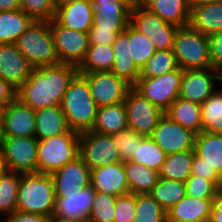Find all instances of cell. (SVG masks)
Returning a JSON list of instances; mask_svg holds the SVG:
<instances>
[{"mask_svg":"<svg viewBox=\"0 0 222 222\" xmlns=\"http://www.w3.org/2000/svg\"><path fill=\"white\" fill-rule=\"evenodd\" d=\"M166 157V152L161 149L151 136H146L139 142V146L130 161L159 172Z\"/></svg>","mask_w":222,"mask_h":222,"instance_id":"obj_37","label":"cell"},{"mask_svg":"<svg viewBox=\"0 0 222 222\" xmlns=\"http://www.w3.org/2000/svg\"><path fill=\"white\" fill-rule=\"evenodd\" d=\"M135 217V194L126 193L116 199L114 222H133Z\"/></svg>","mask_w":222,"mask_h":222,"instance_id":"obj_47","label":"cell"},{"mask_svg":"<svg viewBox=\"0 0 222 222\" xmlns=\"http://www.w3.org/2000/svg\"><path fill=\"white\" fill-rule=\"evenodd\" d=\"M35 138L38 141L66 133L70 130L61 105L35 110Z\"/></svg>","mask_w":222,"mask_h":222,"instance_id":"obj_25","label":"cell"},{"mask_svg":"<svg viewBox=\"0 0 222 222\" xmlns=\"http://www.w3.org/2000/svg\"><path fill=\"white\" fill-rule=\"evenodd\" d=\"M195 136L194 132L184 128L164 114L153 130L151 138L169 155L194 150Z\"/></svg>","mask_w":222,"mask_h":222,"instance_id":"obj_14","label":"cell"},{"mask_svg":"<svg viewBox=\"0 0 222 222\" xmlns=\"http://www.w3.org/2000/svg\"><path fill=\"white\" fill-rule=\"evenodd\" d=\"M118 148L121 162L130 161L133 158L135 150L139 146V142L144 136L137 134L131 128L118 131L111 135Z\"/></svg>","mask_w":222,"mask_h":222,"instance_id":"obj_45","label":"cell"},{"mask_svg":"<svg viewBox=\"0 0 222 222\" xmlns=\"http://www.w3.org/2000/svg\"><path fill=\"white\" fill-rule=\"evenodd\" d=\"M10 172L6 158L4 157L2 149L0 150V178Z\"/></svg>","mask_w":222,"mask_h":222,"instance_id":"obj_54","label":"cell"},{"mask_svg":"<svg viewBox=\"0 0 222 222\" xmlns=\"http://www.w3.org/2000/svg\"><path fill=\"white\" fill-rule=\"evenodd\" d=\"M149 194L167 211L186 196L185 182L159 178Z\"/></svg>","mask_w":222,"mask_h":222,"instance_id":"obj_35","label":"cell"},{"mask_svg":"<svg viewBox=\"0 0 222 222\" xmlns=\"http://www.w3.org/2000/svg\"><path fill=\"white\" fill-rule=\"evenodd\" d=\"M194 150L222 177V134L200 132L195 136Z\"/></svg>","mask_w":222,"mask_h":222,"instance_id":"obj_30","label":"cell"},{"mask_svg":"<svg viewBox=\"0 0 222 222\" xmlns=\"http://www.w3.org/2000/svg\"><path fill=\"white\" fill-rule=\"evenodd\" d=\"M80 133L70 129L66 133L38 141V173L52 174L79 157Z\"/></svg>","mask_w":222,"mask_h":222,"instance_id":"obj_5","label":"cell"},{"mask_svg":"<svg viewBox=\"0 0 222 222\" xmlns=\"http://www.w3.org/2000/svg\"><path fill=\"white\" fill-rule=\"evenodd\" d=\"M35 110L15 98L4 112L3 136L35 137Z\"/></svg>","mask_w":222,"mask_h":222,"instance_id":"obj_19","label":"cell"},{"mask_svg":"<svg viewBox=\"0 0 222 222\" xmlns=\"http://www.w3.org/2000/svg\"><path fill=\"white\" fill-rule=\"evenodd\" d=\"M95 190L91 185L76 191L74 196L56 197L53 219L63 222H86L90 213Z\"/></svg>","mask_w":222,"mask_h":222,"instance_id":"obj_18","label":"cell"},{"mask_svg":"<svg viewBox=\"0 0 222 222\" xmlns=\"http://www.w3.org/2000/svg\"><path fill=\"white\" fill-rule=\"evenodd\" d=\"M130 24L149 37L156 50H173L179 27L166 23L143 5L131 9Z\"/></svg>","mask_w":222,"mask_h":222,"instance_id":"obj_8","label":"cell"},{"mask_svg":"<svg viewBox=\"0 0 222 222\" xmlns=\"http://www.w3.org/2000/svg\"><path fill=\"white\" fill-rule=\"evenodd\" d=\"M77 73V66L66 63L34 68L17 90L16 98L33 110L61 105L64 93Z\"/></svg>","mask_w":222,"mask_h":222,"instance_id":"obj_1","label":"cell"},{"mask_svg":"<svg viewBox=\"0 0 222 222\" xmlns=\"http://www.w3.org/2000/svg\"><path fill=\"white\" fill-rule=\"evenodd\" d=\"M89 85L90 93L98 108L124 102L132 87L111 71L79 73Z\"/></svg>","mask_w":222,"mask_h":222,"instance_id":"obj_13","label":"cell"},{"mask_svg":"<svg viewBox=\"0 0 222 222\" xmlns=\"http://www.w3.org/2000/svg\"><path fill=\"white\" fill-rule=\"evenodd\" d=\"M34 67L15 44H0V78L18 90Z\"/></svg>","mask_w":222,"mask_h":222,"instance_id":"obj_17","label":"cell"},{"mask_svg":"<svg viewBox=\"0 0 222 222\" xmlns=\"http://www.w3.org/2000/svg\"><path fill=\"white\" fill-rule=\"evenodd\" d=\"M2 139H3V133L0 131V150L2 149Z\"/></svg>","mask_w":222,"mask_h":222,"instance_id":"obj_59","label":"cell"},{"mask_svg":"<svg viewBox=\"0 0 222 222\" xmlns=\"http://www.w3.org/2000/svg\"><path fill=\"white\" fill-rule=\"evenodd\" d=\"M79 156L90 170L121 162L112 136L92 130L80 133Z\"/></svg>","mask_w":222,"mask_h":222,"instance_id":"obj_9","label":"cell"},{"mask_svg":"<svg viewBox=\"0 0 222 222\" xmlns=\"http://www.w3.org/2000/svg\"><path fill=\"white\" fill-rule=\"evenodd\" d=\"M220 83L222 84V73H220Z\"/></svg>","mask_w":222,"mask_h":222,"instance_id":"obj_62","label":"cell"},{"mask_svg":"<svg viewBox=\"0 0 222 222\" xmlns=\"http://www.w3.org/2000/svg\"><path fill=\"white\" fill-rule=\"evenodd\" d=\"M129 24L92 23L89 30L90 45H112L118 33Z\"/></svg>","mask_w":222,"mask_h":222,"instance_id":"obj_44","label":"cell"},{"mask_svg":"<svg viewBox=\"0 0 222 222\" xmlns=\"http://www.w3.org/2000/svg\"><path fill=\"white\" fill-rule=\"evenodd\" d=\"M15 45L34 68L60 63L50 21L33 20Z\"/></svg>","mask_w":222,"mask_h":222,"instance_id":"obj_4","label":"cell"},{"mask_svg":"<svg viewBox=\"0 0 222 222\" xmlns=\"http://www.w3.org/2000/svg\"><path fill=\"white\" fill-rule=\"evenodd\" d=\"M55 48L60 63L79 66L90 45L89 32H81L61 26L55 19L50 21Z\"/></svg>","mask_w":222,"mask_h":222,"instance_id":"obj_11","label":"cell"},{"mask_svg":"<svg viewBox=\"0 0 222 222\" xmlns=\"http://www.w3.org/2000/svg\"><path fill=\"white\" fill-rule=\"evenodd\" d=\"M219 188L210 180L190 175L185 181L186 195L197 199H214Z\"/></svg>","mask_w":222,"mask_h":222,"instance_id":"obj_46","label":"cell"},{"mask_svg":"<svg viewBox=\"0 0 222 222\" xmlns=\"http://www.w3.org/2000/svg\"><path fill=\"white\" fill-rule=\"evenodd\" d=\"M128 44L129 57L132 58L139 70L157 51L150 38L139 32L131 24H129Z\"/></svg>","mask_w":222,"mask_h":222,"instance_id":"obj_38","label":"cell"},{"mask_svg":"<svg viewBox=\"0 0 222 222\" xmlns=\"http://www.w3.org/2000/svg\"><path fill=\"white\" fill-rule=\"evenodd\" d=\"M129 25L117 34L112 43L114 51V64L111 72L117 77L122 78L131 86H134L139 78V69L129 57Z\"/></svg>","mask_w":222,"mask_h":222,"instance_id":"obj_24","label":"cell"},{"mask_svg":"<svg viewBox=\"0 0 222 222\" xmlns=\"http://www.w3.org/2000/svg\"><path fill=\"white\" fill-rule=\"evenodd\" d=\"M143 6L166 23L177 27L188 26L190 0H144Z\"/></svg>","mask_w":222,"mask_h":222,"instance_id":"obj_26","label":"cell"},{"mask_svg":"<svg viewBox=\"0 0 222 222\" xmlns=\"http://www.w3.org/2000/svg\"><path fill=\"white\" fill-rule=\"evenodd\" d=\"M38 140L35 137L3 136L2 151L11 172L37 173Z\"/></svg>","mask_w":222,"mask_h":222,"instance_id":"obj_12","label":"cell"},{"mask_svg":"<svg viewBox=\"0 0 222 222\" xmlns=\"http://www.w3.org/2000/svg\"><path fill=\"white\" fill-rule=\"evenodd\" d=\"M75 0H54L56 7H60L66 3L73 2Z\"/></svg>","mask_w":222,"mask_h":222,"instance_id":"obj_58","label":"cell"},{"mask_svg":"<svg viewBox=\"0 0 222 222\" xmlns=\"http://www.w3.org/2000/svg\"><path fill=\"white\" fill-rule=\"evenodd\" d=\"M167 222H194V221H167Z\"/></svg>","mask_w":222,"mask_h":222,"instance_id":"obj_60","label":"cell"},{"mask_svg":"<svg viewBox=\"0 0 222 222\" xmlns=\"http://www.w3.org/2000/svg\"><path fill=\"white\" fill-rule=\"evenodd\" d=\"M70 129L79 133L92 130L98 106L89 89L87 80L79 73L71 80L61 103Z\"/></svg>","mask_w":222,"mask_h":222,"instance_id":"obj_2","label":"cell"},{"mask_svg":"<svg viewBox=\"0 0 222 222\" xmlns=\"http://www.w3.org/2000/svg\"><path fill=\"white\" fill-rule=\"evenodd\" d=\"M212 67L222 73V31L208 36Z\"/></svg>","mask_w":222,"mask_h":222,"instance_id":"obj_49","label":"cell"},{"mask_svg":"<svg viewBox=\"0 0 222 222\" xmlns=\"http://www.w3.org/2000/svg\"><path fill=\"white\" fill-rule=\"evenodd\" d=\"M133 222H167L166 211L150 194H135Z\"/></svg>","mask_w":222,"mask_h":222,"instance_id":"obj_40","label":"cell"},{"mask_svg":"<svg viewBox=\"0 0 222 222\" xmlns=\"http://www.w3.org/2000/svg\"><path fill=\"white\" fill-rule=\"evenodd\" d=\"M191 175L200 176L205 179L212 181L218 188H220L222 177L218 172L211 167L202 157H199L196 153L192 163V172Z\"/></svg>","mask_w":222,"mask_h":222,"instance_id":"obj_48","label":"cell"},{"mask_svg":"<svg viewBox=\"0 0 222 222\" xmlns=\"http://www.w3.org/2000/svg\"><path fill=\"white\" fill-rule=\"evenodd\" d=\"M93 5V23L130 24L131 7L122 0H89Z\"/></svg>","mask_w":222,"mask_h":222,"instance_id":"obj_29","label":"cell"},{"mask_svg":"<svg viewBox=\"0 0 222 222\" xmlns=\"http://www.w3.org/2000/svg\"><path fill=\"white\" fill-rule=\"evenodd\" d=\"M177 68L173 50H157L139 70V78L160 76Z\"/></svg>","mask_w":222,"mask_h":222,"instance_id":"obj_41","label":"cell"},{"mask_svg":"<svg viewBox=\"0 0 222 222\" xmlns=\"http://www.w3.org/2000/svg\"><path fill=\"white\" fill-rule=\"evenodd\" d=\"M202 132L222 134V88L201 104Z\"/></svg>","mask_w":222,"mask_h":222,"instance_id":"obj_36","label":"cell"},{"mask_svg":"<svg viewBox=\"0 0 222 222\" xmlns=\"http://www.w3.org/2000/svg\"><path fill=\"white\" fill-rule=\"evenodd\" d=\"M6 106L0 105V131L3 130L4 112Z\"/></svg>","mask_w":222,"mask_h":222,"instance_id":"obj_57","label":"cell"},{"mask_svg":"<svg viewBox=\"0 0 222 222\" xmlns=\"http://www.w3.org/2000/svg\"><path fill=\"white\" fill-rule=\"evenodd\" d=\"M127 128L128 117L124 102L98 108L92 131L112 135Z\"/></svg>","mask_w":222,"mask_h":222,"instance_id":"obj_28","label":"cell"},{"mask_svg":"<svg viewBox=\"0 0 222 222\" xmlns=\"http://www.w3.org/2000/svg\"><path fill=\"white\" fill-rule=\"evenodd\" d=\"M129 192L134 194H149L157 184L159 172L132 161L124 162Z\"/></svg>","mask_w":222,"mask_h":222,"instance_id":"obj_31","label":"cell"},{"mask_svg":"<svg viewBox=\"0 0 222 222\" xmlns=\"http://www.w3.org/2000/svg\"><path fill=\"white\" fill-rule=\"evenodd\" d=\"M1 218V222H50L51 217L40 214L25 213L14 211L12 214L5 215Z\"/></svg>","mask_w":222,"mask_h":222,"instance_id":"obj_50","label":"cell"},{"mask_svg":"<svg viewBox=\"0 0 222 222\" xmlns=\"http://www.w3.org/2000/svg\"><path fill=\"white\" fill-rule=\"evenodd\" d=\"M125 4H127L131 8H136L139 5H143L144 0H122Z\"/></svg>","mask_w":222,"mask_h":222,"instance_id":"obj_55","label":"cell"},{"mask_svg":"<svg viewBox=\"0 0 222 222\" xmlns=\"http://www.w3.org/2000/svg\"><path fill=\"white\" fill-rule=\"evenodd\" d=\"M214 199L185 196L166 211L167 221L207 222L210 220Z\"/></svg>","mask_w":222,"mask_h":222,"instance_id":"obj_23","label":"cell"},{"mask_svg":"<svg viewBox=\"0 0 222 222\" xmlns=\"http://www.w3.org/2000/svg\"><path fill=\"white\" fill-rule=\"evenodd\" d=\"M17 90L0 78V105L7 106L16 98Z\"/></svg>","mask_w":222,"mask_h":222,"instance_id":"obj_51","label":"cell"},{"mask_svg":"<svg viewBox=\"0 0 222 222\" xmlns=\"http://www.w3.org/2000/svg\"><path fill=\"white\" fill-rule=\"evenodd\" d=\"M50 222H63V221H57V220H55V219L52 218V219L50 220Z\"/></svg>","mask_w":222,"mask_h":222,"instance_id":"obj_61","label":"cell"},{"mask_svg":"<svg viewBox=\"0 0 222 222\" xmlns=\"http://www.w3.org/2000/svg\"><path fill=\"white\" fill-rule=\"evenodd\" d=\"M32 21L21 9L0 12V44H15Z\"/></svg>","mask_w":222,"mask_h":222,"instance_id":"obj_33","label":"cell"},{"mask_svg":"<svg viewBox=\"0 0 222 222\" xmlns=\"http://www.w3.org/2000/svg\"><path fill=\"white\" fill-rule=\"evenodd\" d=\"M22 173L9 172L0 178V216L17 210V197Z\"/></svg>","mask_w":222,"mask_h":222,"instance_id":"obj_39","label":"cell"},{"mask_svg":"<svg viewBox=\"0 0 222 222\" xmlns=\"http://www.w3.org/2000/svg\"><path fill=\"white\" fill-rule=\"evenodd\" d=\"M164 114L196 135L202 132L201 105L198 103L178 97Z\"/></svg>","mask_w":222,"mask_h":222,"instance_id":"obj_27","label":"cell"},{"mask_svg":"<svg viewBox=\"0 0 222 222\" xmlns=\"http://www.w3.org/2000/svg\"><path fill=\"white\" fill-rule=\"evenodd\" d=\"M21 0H0V12L20 9Z\"/></svg>","mask_w":222,"mask_h":222,"instance_id":"obj_53","label":"cell"},{"mask_svg":"<svg viewBox=\"0 0 222 222\" xmlns=\"http://www.w3.org/2000/svg\"><path fill=\"white\" fill-rule=\"evenodd\" d=\"M173 53L181 70L213 68L208 36L189 26L179 27L174 39Z\"/></svg>","mask_w":222,"mask_h":222,"instance_id":"obj_6","label":"cell"},{"mask_svg":"<svg viewBox=\"0 0 222 222\" xmlns=\"http://www.w3.org/2000/svg\"><path fill=\"white\" fill-rule=\"evenodd\" d=\"M188 26L205 36L222 31V1L191 4Z\"/></svg>","mask_w":222,"mask_h":222,"instance_id":"obj_22","label":"cell"},{"mask_svg":"<svg viewBox=\"0 0 222 222\" xmlns=\"http://www.w3.org/2000/svg\"><path fill=\"white\" fill-rule=\"evenodd\" d=\"M220 73L213 68L183 70L179 97L202 104L216 90Z\"/></svg>","mask_w":222,"mask_h":222,"instance_id":"obj_15","label":"cell"},{"mask_svg":"<svg viewBox=\"0 0 222 222\" xmlns=\"http://www.w3.org/2000/svg\"><path fill=\"white\" fill-rule=\"evenodd\" d=\"M211 222H222V189L219 188L214 197V206L210 216Z\"/></svg>","mask_w":222,"mask_h":222,"instance_id":"obj_52","label":"cell"},{"mask_svg":"<svg viewBox=\"0 0 222 222\" xmlns=\"http://www.w3.org/2000/svg\"><path fill=\"white\" fill-rule=\"evenodd\" d=\"M20 9L35 21H51L57 7L54 0H21Z\"/></svg>","mask_w":222,"mask_h":222,"instance_id":"obj_43","label":"cell"},{"mask_svg":"<svg viewBox=\"0 0 222 222\" xmlns=\"http://www.w3.org/2000/svg\"><path fill=\"white\" fill-rule=\"evenodd\" d=\"M222 0H190V4H207L214 3Z\"/></svg>","mask_w":222,"mask_h":222,"instance_id":"obj_56","label":"cell"},{"mask_svg":"<svg viewBox=\"0 0 222 222\" xmlns=\"http://www.w3.org/2000/svg\"><path fill=\"white\" fill-rule=\"evenodd\" d=\"M128 126L141 136H151L164 111L152 104L133 86L124 100Z\"/></svg>","mask_w":222,"mask_h":222,"instance_id":"obj_10","label":"cell"},{"mask_svg":"<svg viewBox=\"0 0 222 222\" xmlns=\"http://www.w3.org/2000/svg\"><path fill=\"white\" fill-rule=\"evenodd\" d=\"M195 150L169 154L159 171L160 178L185 182L192 172Z\"/></svg>","mask_w":222,"mask_h":222,"instance_id":"obj_32","label":"cell"},{"mask_svg":"<svg viewBox=\"0 0 222 222\" xmlns=\"http://www.w3.org/2000/svg\"><path fill=\"white\" fill-rule=\"evenodd\" d=\"M61 26L89 32L93 23V5L89 0H75L56 10L54 18Z\"/></svg>","mask_w":222,"mask_h":222,"instance_id":"obj_21","label":"cell"},{"mask_svg":"<svg viewBox=\"0 0 222 222\" xmlns=\"http://www.w3.org/2000/svg\"><path fill=\"white\" fill-rule=\"evenodd\" d=\"M91 187L100 193L118 197L129 193L124 162H117L91 170Z\"/></svg>","mask_w":222,"mask_h":222,"instance_id":"obj_20","label":"cell"},{"mask_svg":"<svg viewBox=\"0 0 222 222\" xmlns=\"http://www.w3.org/2000/svg\"><path fill=\"white\" fill-rule=\"evenodd\" d=\"M183 70L179 67L171 72L150 78H138L133 86L152 104L166 111L179 97Z\"/></svg>","mask_w":222,"mask_h":222,"instance_id":"obj_7","label":"cell"},{"mask_svg":"<svg viewBox=\"0 0 222 222\" xmlns=\"http://www.w3.org/2000/svg\"><path fill=\"white\" fill-rule=\"evenodd\" d=\"M56 196L51 174L25 173L21 175L17 210L25 213L53 217Z\"/></svg>","mask_w":222,"mask_h":222,"instance_id":"obj_3","label":"cell"},{"mask_svg":"<svg viewBox=\"0 0 222 222\" xmlns=\"http://www.w3.org/2000/svg\"><path fill=\"white\" fill-rule=\"evenodd\" d=\"M114 64L112 45H89L86 56L77 67L78 73L111 71Z\"/></svg>","mask_w":222,"mask_h":222,"instance_id":"obj_34","label":"cell"},{"mask_svg":"<svg viewBox=\"0 0 222 222\" xmlns=\"http://www.w3.org/2000/svg\"><path fill=\"white\" fill-rule=\"evenodd\" d=\"M116 196L95 191L91 213L86 222H114Z\"/></svg>","mask_w":222,"mask_h":222,"instance_id":"obj_42","label":"cell"},{"mask_svg":"<svg viewBox=\"0 0 222 222\" xmlns=\"http://www.w3.org/2000/svg\"><path fill=\"white\" fill-rule=\"evenodd\" d=\"M56 197L74 196L90 186L91 170L79 156L51 174Z\"/></svg>","mask_w":222,"mask_h":222,"instance_id":"obj_16","label":"cell"}]
</instances>
